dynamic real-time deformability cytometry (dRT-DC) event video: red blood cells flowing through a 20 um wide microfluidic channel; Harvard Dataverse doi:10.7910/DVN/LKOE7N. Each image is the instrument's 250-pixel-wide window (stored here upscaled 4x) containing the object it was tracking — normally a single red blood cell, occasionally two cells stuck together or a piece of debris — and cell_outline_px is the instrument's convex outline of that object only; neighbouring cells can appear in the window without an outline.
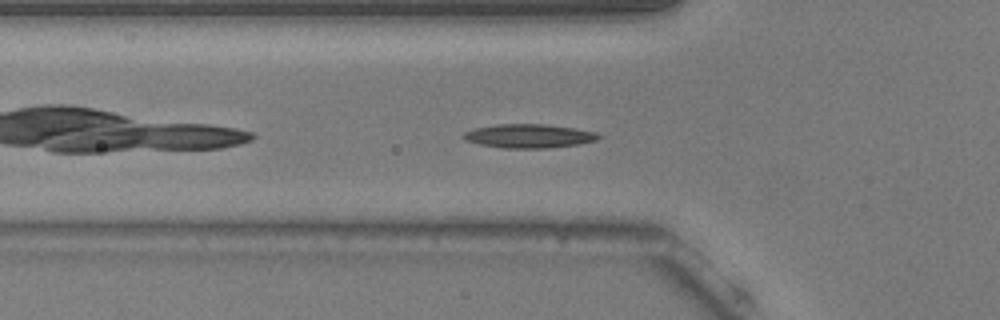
{"species": "common noctule bat (a hibernating species)", "species_latin": "Nyctalus noctula", "temperature_condition": "warm", "stored_images_in_passage": 41, "camera_frame_rate_fps": 3000, "um_per_image_px": 0.085, "animal": {"sex": "male", "body_mass_g": 20.5, "forearm_length_mm": 52.5}, "frame": {"image": 1, "passage_image": 4, "time_ms": 1.0, "image_size_px": [1000, 320], "cell_outline_px": [[600, 136], [596, 140], [580, 144], [548, 148], [504, 148], [480, 144], [464, 140], [464, 132], [472, 128], [496, 124], [544, 124], [572, 128], [596, 132]], "centroid_in_image_um": [44.92, 11.56], "position_along_channel_um": 80.9, "area_um2": 18.67}}
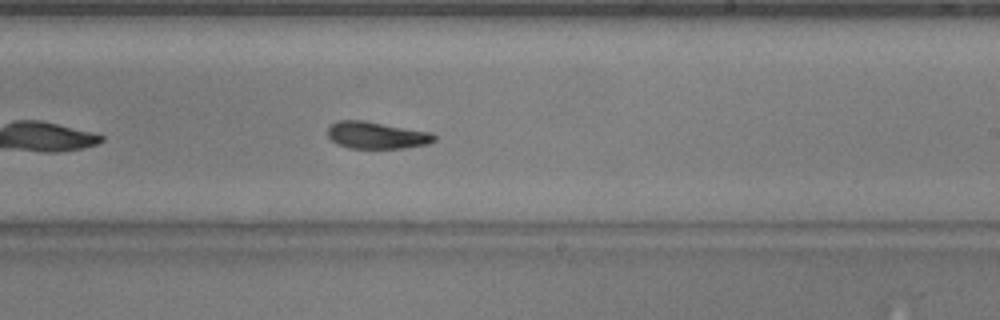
{"frame": {"image": 2, "passage_image": 18, "time_ms": 5.667, "image_size_px": [1000, 320], "cell_outline_px": [[436, 140], [428, 144], [404, 148], [348, 148], [336, 144], [328, 136], [328, 128], [332, 124], [340, 120], [364, 120], [432, 132], [436, 136]], "centroid_in_image_um": [32.03, 11.49], "position_along_channel_um": 257.0, "area_um2": 16.88}}
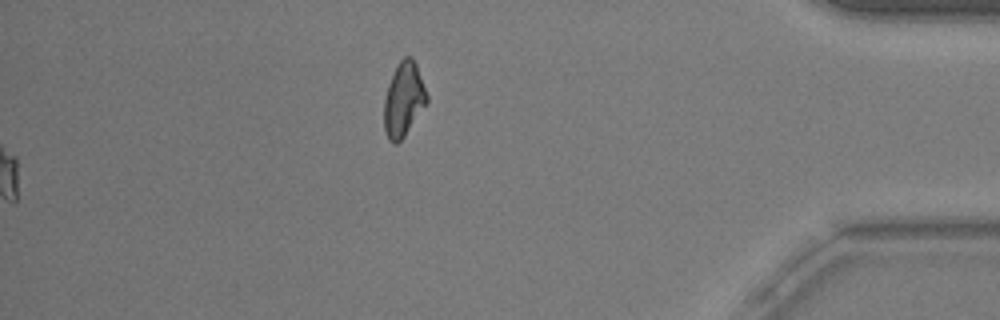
{"frame": {"image": 3, "passage_image": 41, "time_ms": 13.333, "image_size_px": [1000, 320], "cell_outline_px": [[428, 100], [404, 136], [396, 144], [392, 144], [388, 140], [384, 132], [384, 100], [388, 84], [396, 64], [404, 56], [412, 56], [416, 64], [428, 96]], "centroid_in_image_um": [34.28, 8.44], "position_along_channel_um": 400.9, "area_um2": 18.44}, "authors_computed_cell_mechanics": {"area_um2": 16.9932, "velocity_mm_per_s": 3.7651, "shape_relaxation_time_tau1_ms": 5.8405, "shape_relaxation_time_tau2_ms": 4.1555, "deformation_change_tau1": 0.1464, "deformation_change_tau2": 0.1081}}